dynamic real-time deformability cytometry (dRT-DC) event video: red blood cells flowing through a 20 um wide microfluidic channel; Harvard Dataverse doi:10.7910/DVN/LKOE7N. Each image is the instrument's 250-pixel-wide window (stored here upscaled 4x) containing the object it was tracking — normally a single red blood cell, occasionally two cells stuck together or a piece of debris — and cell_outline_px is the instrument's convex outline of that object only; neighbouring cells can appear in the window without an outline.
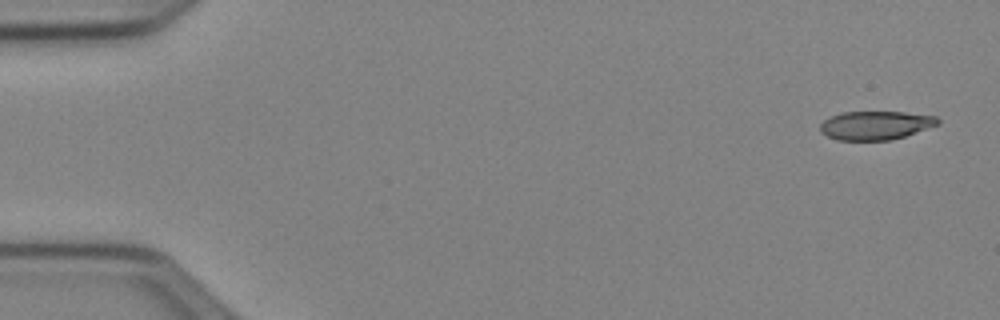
{"species": "Egyptian fruit bat (a non-hibernating species)", "species_latin": "Rousettus aegyptiacus", "temperature_condition": "cold", "stored_images_in_passage": 51, "camera_frame_rate_fps": 3000, "um_per_image_px": 0.085, "animal": {"sex": "female"}, "frame": {"image": 1, "passage_image": 1, "time_ms": 0.0, "image_size_px": [1000, 320], "cell_outline_px": [[940, 124], [904, 136], [888, 140], [836, 140], [820, 132], [820, 124], [824, 120], [840, 112], [904, 112], [936, 116], [940, 120]], "centroid_in_image_um": [74.42, 10.65], "position_along_channel_um": 10.6, "area_um2": 19.59}}
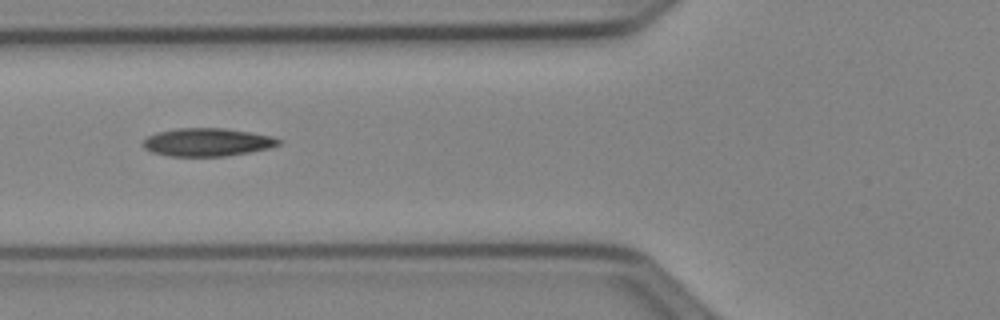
{"frame": {"image": 2, "passage_image": 19, "time_ms": 6.0, "image_size_px": [1000, 320], "cell_outline_px": [[280, 144], [268, 148], [248, 152], [224, 156], [172, 156], [152, 152], [144, 148], [144, 140], [148, 136], [156, 132], [176, 128], [224, 128], [272, 136], [280, 140]], "centroid_in_image_um": [17.59, 12.08], "position_along_channel_um": 108.2, "area_um2": 21.91}}
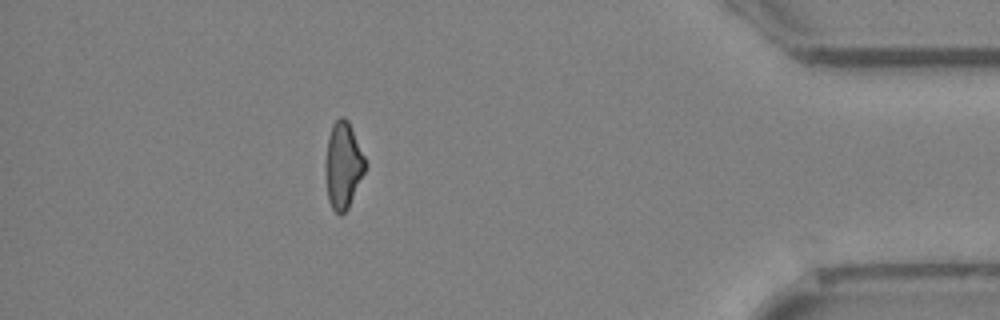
{"frame": {"image": 3, "passage_image": 45, "time_ms": 14.667, "image_size_px": [1000, 320], "cell_outline_px": [[368, 168], [348, 208], [340, 216], [332, 208], [328, 200], [324, 172], [324, 168], [328, 136], [332, 124], [340, 116], [344, 116], [348, 120], [364, 156]], "centroid_in_image_um": [29.16, 14.07], "position_along_channel_um": 406.0, "area_um2": 20.46}, "authors_computed_cell_mechanics": {"area_um2": 21.097, "velocity_mm_per_s": 3.9541, "shape_relaxation_time_tau1_ms": 5.0568, "shape_relaxation_time_tau2_ms": 4.5718, "deformation_change_tau1": 0.1729, "deformation_change_tau2": 0.1414}}